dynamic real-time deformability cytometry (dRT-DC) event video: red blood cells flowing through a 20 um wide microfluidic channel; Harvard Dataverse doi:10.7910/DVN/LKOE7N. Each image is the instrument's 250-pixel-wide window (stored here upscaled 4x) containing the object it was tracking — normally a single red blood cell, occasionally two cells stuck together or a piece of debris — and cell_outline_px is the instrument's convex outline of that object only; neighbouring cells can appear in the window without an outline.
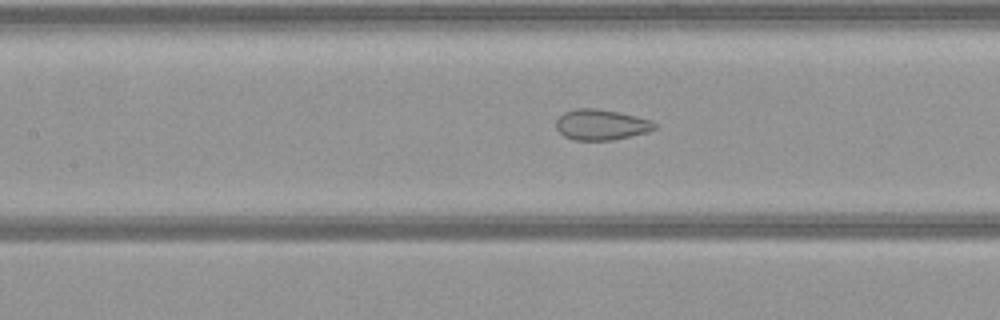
{"species": "common noctule bat (a hibernating species)", "species_latin": "Nyctalus noctula", "temperature_condition": "warm", "stored_images_in_passage": 46, "camera_frame_rate_fps": 3000, "um_per_image_px": 0.085, "animal": {"sex": "female", "body_mass_g": 21.9}, "frame": {"image": 1, "passage_image": 17, "time_ms": 5.333, "image_size_px": [1000, 320], "cell_outline_px": [[656, 128], [648, 132], [612, 140], [572, 140], [564, 136], [556, 128], [556, 120], [564, 112], [576, 108], [596, 108], [620, 112], [652, 120], [656, 124]], "centroid_in_image_um": [51.1, 10.59], "position_along_channel_um": 156.3, "area_um2": 17.69}}
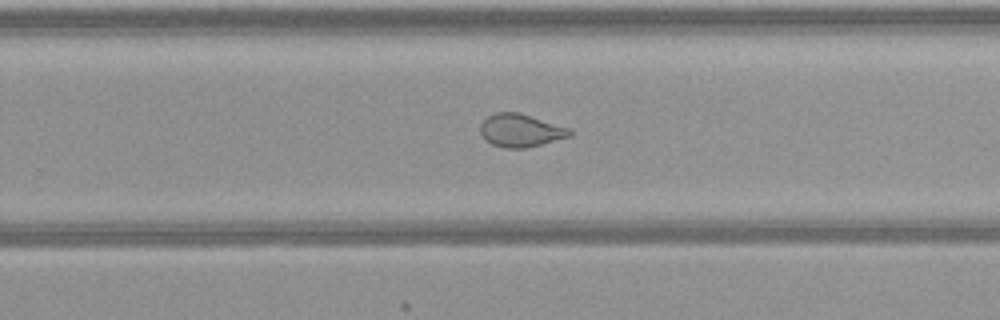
{"frame": {"image": 2, "passage_image": 27, "time_ms": 8.667, "image_size_px": [1000, 320], "cell_outline_px": [[572, 136], [524, 148], [504, 148], [492, 144], [484, 140], [480, 132], [480, 124], [488, 116], [496, 112], [520, 112], [572, 128]], "centroid_in_image_um": [44.27, 11.07], "position_along_channel_um": 285.5, "area_um2": 17.4}}
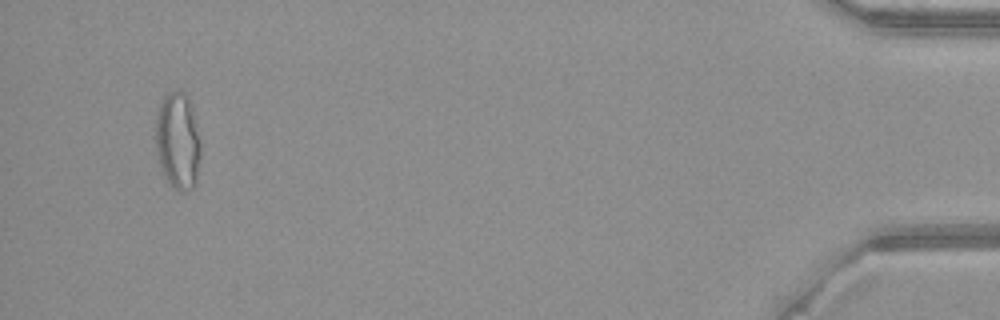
{"frame": {"image": 3, "passage_image": 44, "time_ms": 14.333, "image_size_px": [1000, 320], "cell_outline_px": [[200, 160], [196, 184], [192, 188], [184, 192], [180, 192], [160, 172], [152, 136], [156, 112], [164, 96], [168, 92], [184, 92], [188, 96], [200, 140]], "centroid_in_image_um": [15.05, 12.0], "position_along_channel_um": 420.1, "area_um2": 26.18}}